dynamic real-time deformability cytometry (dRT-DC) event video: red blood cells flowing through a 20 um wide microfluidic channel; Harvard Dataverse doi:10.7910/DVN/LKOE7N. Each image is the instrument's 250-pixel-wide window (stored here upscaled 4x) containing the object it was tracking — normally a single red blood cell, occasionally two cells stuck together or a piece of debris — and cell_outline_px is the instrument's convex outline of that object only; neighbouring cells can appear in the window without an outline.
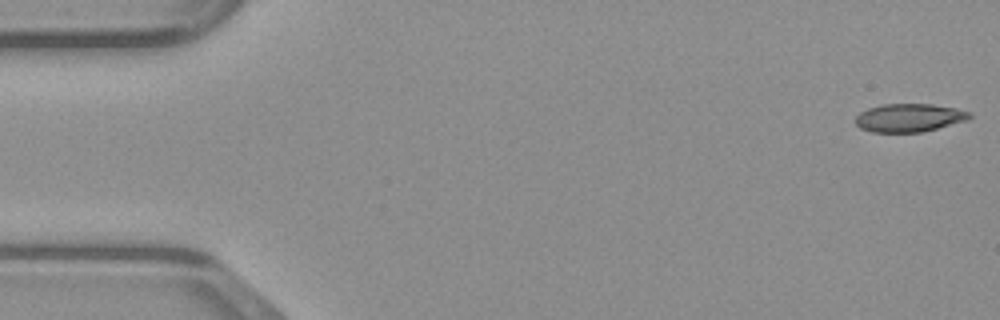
{"species": "common noctule bat (a hibernating species)", "species_latin": "Nyctalus noctula", "temperature_condition": "warm", "stored_images_in_passage": 48, "camera_frame_rate_fps": 3000, "um_per_image_px": 0.085, "animal": {"sex": "male", "body_mass_g": 23.1, "forearm_length_mm": 52.7}, "frame": {"image": 1, "passage_image": 1, "time_ms": 0.0, "image_size_px": [1000, 320], "cell_outline_px": [[972, 116], [968, 120], [920, 132], [872, 132], [860, 128], [856, 124], [856, 116], [860, 112], [868, 108], [880, 104], [932, 104], [956, 108], [972, 112]], "centroid_in_image_um": [77.29, 10.0], "position_along_channel_um": 7.7, "area_um2": 18.79}}
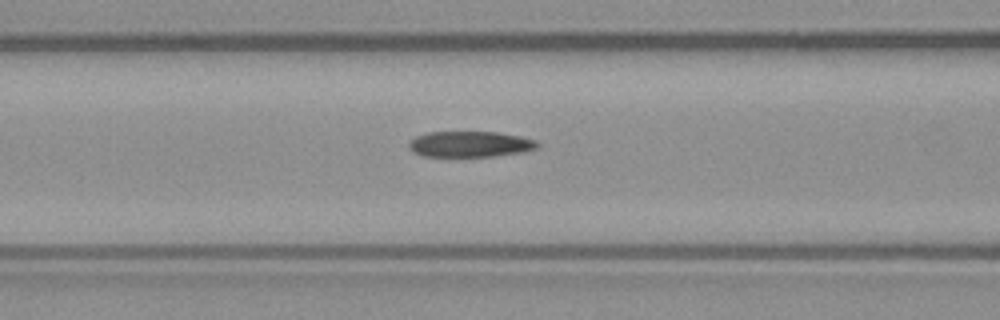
{"frame": {"image": 2, "passage_image": 19, "time_ms": 6.0, "image_size_px": [1000, 320], "cell_outline_px": [[540, 144], [536, 148], [520, 152], [496, 156], [424, 156], [412, 152], [408, 148], [408, 144], [416, 136], [428, 132], [496, 132], [520, 136], [536, 140]], "centroid_in_image_um": [39.94, 12.25], "position_along_channel_um": 126.7, "area_um2": 19.25}}
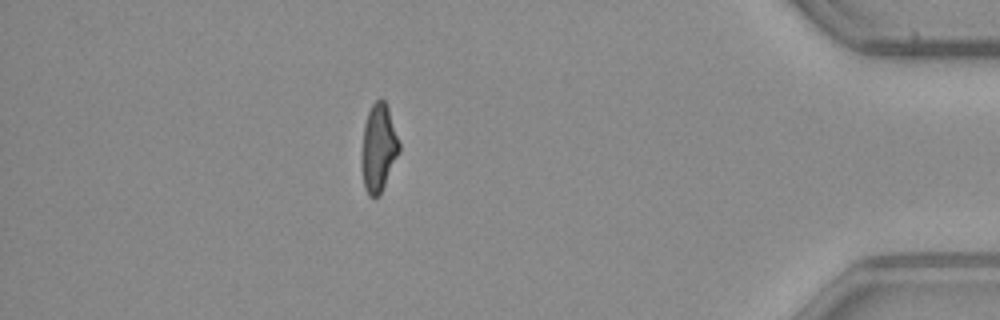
{"frame": {"image": 3, "passage_image": 42, "time_ms": 13.667, "image_size_px": [1000, 320], "cell_outline_px": [[400, 152], [380, 196], [368, 196], [364, 188], [360, 168], [360, 156], [364, 124], [368, 112], [372, 104], [380, 96], [384, 100], [388, 108], [400, 144]], "centroid_in_image_um": [32.15, 12.61], "position_along_channel_um": 403.1, "area_um2": 19.71}}